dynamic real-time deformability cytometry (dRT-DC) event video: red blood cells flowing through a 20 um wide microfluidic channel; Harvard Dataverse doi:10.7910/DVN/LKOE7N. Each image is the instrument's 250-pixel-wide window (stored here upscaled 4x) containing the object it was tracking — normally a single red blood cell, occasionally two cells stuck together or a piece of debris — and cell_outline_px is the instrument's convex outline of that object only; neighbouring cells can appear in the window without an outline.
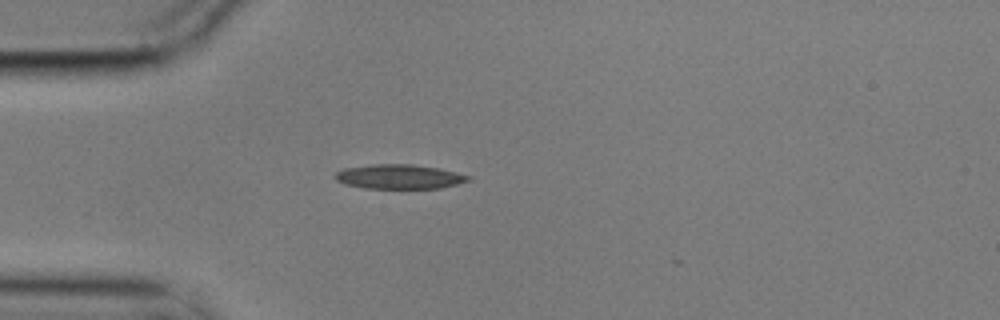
{"species": "common noctule bat (a hibernating species)", "species_latin": "Nyctalus noctula", "temperature_condition": "cold", "stored_images_in_passage": 2, "camera_frame_rate_fps": 3000, "um_per_image_px": 0.085, "animal": {"sex": "male", "body_mass_g": 17.9}, "frame": {"image": 1, "passage_image": 2, "time_ms": 0.333, "image_size_px": [1000, 320], "cell_outline_px": [[472, 176], [468, 180], [456, 184], [440, 188], [364, 188], [344, 184], [336, 180], [332, 176], [336, 172], [344, 168], [372, 164], [412, 164], [436, 168], [456, 172]], "centroid_in_image_um": [33.87, 15.01], "position_along_channel_um": 51.1, "area_um2": 18.9}}